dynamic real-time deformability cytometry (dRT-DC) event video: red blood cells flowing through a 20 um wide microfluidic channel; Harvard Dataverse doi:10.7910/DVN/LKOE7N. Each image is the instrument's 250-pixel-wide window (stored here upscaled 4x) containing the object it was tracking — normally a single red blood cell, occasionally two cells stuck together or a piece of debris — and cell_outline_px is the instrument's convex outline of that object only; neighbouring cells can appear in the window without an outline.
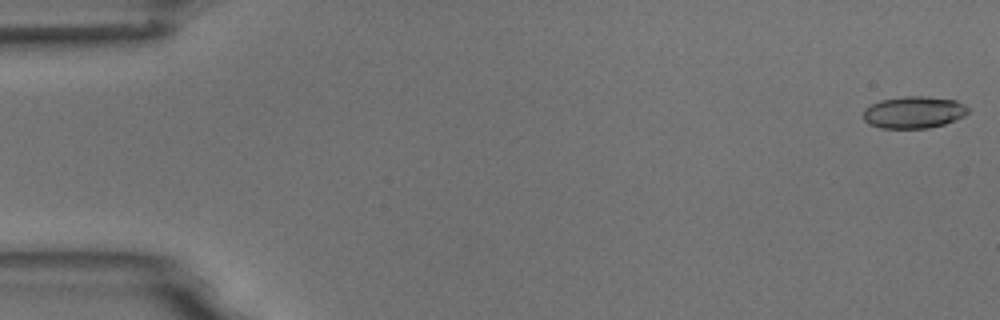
{"species": "common noctule bat (a hibernating species)", "species_latin": "Nyctalus noctula", "temperature_condition": "room temperature", "stored_images_in_passage": 54, "camera_frame_rate_fps": 3000, "um_per_image_px": 0.085, "animal": {"sex": "male", "body_mass_g": 18.8}, "frame": {"image": 1, "passage_image": 1, "time_ms": 0.0, "image_size_px": [1000, 320], "cell_outline_px": [[968, 112], [964, 116], [956, 120], [944, 124], [928, 128], [880, 128], [868, 124], [864, 120], [864, 108], [880, 100], [904, 96], [924, 96], [956, 100], [964, 104], [968, 108]], "centroid_in_image_um": [77.67, 9.54], "position_along_channel_um": 7.3, "area_um2": 19.59}}
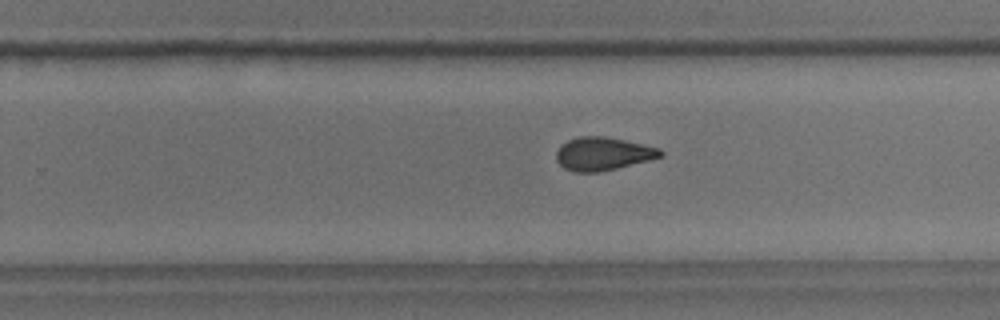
{"frame": {"image": 2, "passage_image": 34, "time_ms": 11.0, "image_size_px": [1000, 320], "cell_outline_px": [[664, 156], [600, 172], [572, 172], [564, 168], [556, 160], [556, 152], [560, 144], [568, 140], [580, 136], [604, 136], [624, 140], [660, 148], [664, 152]], "centroid_in_image_um": [51.23, 13.07], "position_along_channel_um": 278.6, "area_um2": 20.17}}
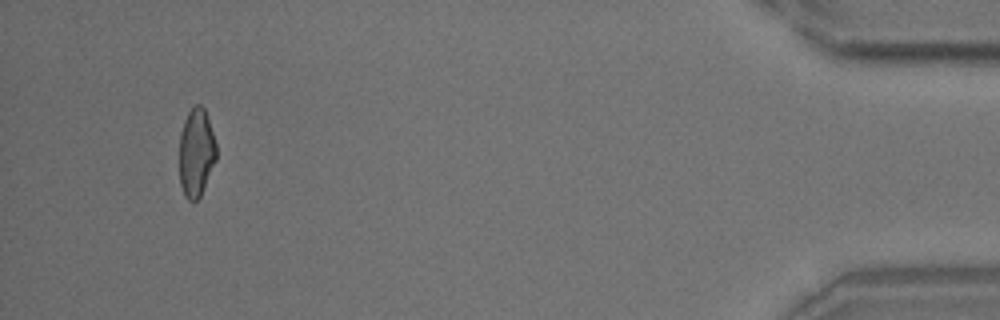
{"frame": {"image": 3, "passage_image": 51, "time_ms": 16.667, "image_size_px": [1000, 320], "cell_outline_px": [[216, 160], [200, 196], [196, 200], [188, 200], [184, 196], [180, 184], [180, 132], [184, 120], [188, 112], [196, 104], [200, 104], [204, 108], [216, 144]], "centroid_in_image_um": [16.67, 12.97], "position_along_channel_um": 418.5, "area_um2": 18.84}, "authors_computed_cell_mechanics": {"area_um2": 20.0566, "velocity_mm_per_s": 3.75, "shape_relaxation_time_tau1_ms": 6.197, "shape_relaxation_time_tau2_ms": 2.6555, "deformation_change_tau1": 0.1528, "deformation_change_tau2": 0.0945}}